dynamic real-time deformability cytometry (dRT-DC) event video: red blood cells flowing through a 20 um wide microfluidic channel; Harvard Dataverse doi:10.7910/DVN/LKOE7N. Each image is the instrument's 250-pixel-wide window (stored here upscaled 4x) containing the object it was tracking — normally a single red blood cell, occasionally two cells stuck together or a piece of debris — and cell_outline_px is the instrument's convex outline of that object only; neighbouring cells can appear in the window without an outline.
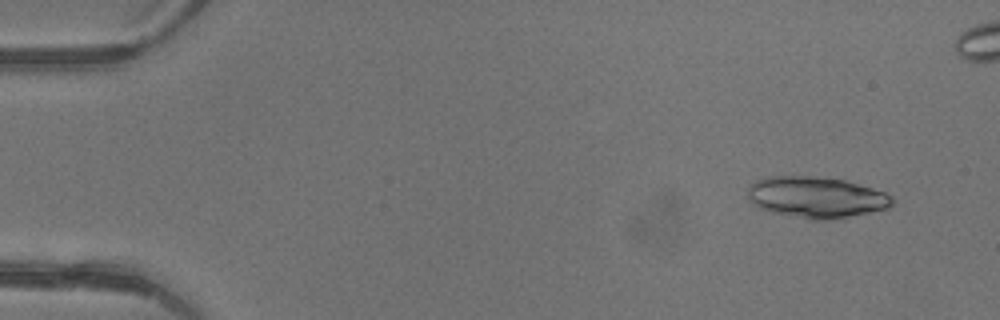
{"species": "common noctule bat (a hibernating species)", "species_latin": "Nyctalus noctula", "temperature_condition": "warm", "stored_images_in_passage": 5, "camera_frame_rate_fps": 3000, "um_per_image_px": 0.085, "animal": {"sex": "female"}, "frame": {"image": 1, "passage_image": 1, "time_ms": 0.0, "image_size_px": [1000, 320], "cell_outline_px": [[896, 200], [888, 208], [828, 220], [808, 220], [772, 212], [760, 208], [752, 204], [748, 200], [748, 188], [756, 180], [768, 176], [808, 176], [844, 180], [872, 188], [884, 192], [892, 196]], "centroid_in_image_um": [69.35, 16.77], "position_along_channel_um": 15.7, "area_um2": 34.62}}